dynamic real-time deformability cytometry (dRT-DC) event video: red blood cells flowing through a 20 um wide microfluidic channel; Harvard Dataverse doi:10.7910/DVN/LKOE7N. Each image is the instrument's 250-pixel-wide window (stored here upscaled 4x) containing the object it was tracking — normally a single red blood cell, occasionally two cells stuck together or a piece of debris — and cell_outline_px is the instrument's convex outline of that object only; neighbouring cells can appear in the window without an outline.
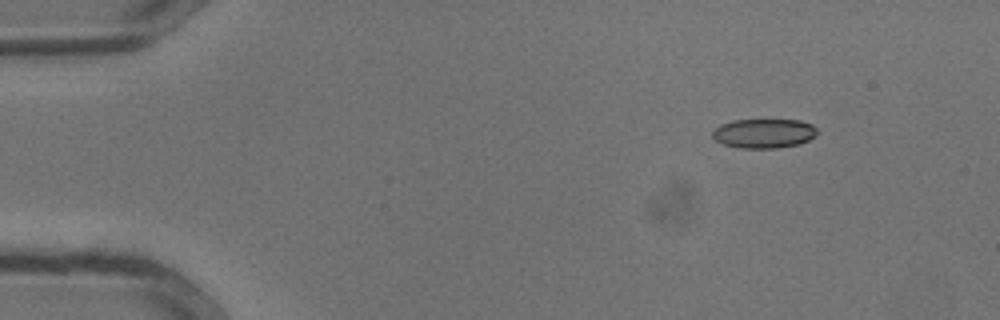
{"species": "common noctule bat (a hibernating species)", "species_latin": "Nyctalus noctula", "temperature_condition": "warm", "stored_images_in_passage": 30, "camera_frame_rate_fps": 3000, "um_per_image_px": 0.085, "animal": {"sex": "male", "body_mass_g": 13.3}, "frame": {"image": 1, "passage_image": 1, "time_ms": 0.0, "image_size_px": [1000, 320], "cell_outline_px": [[820, 132], [816, 136], [808, 140], [796, 144], [776, 148], [740, 148], [724, 144], [716, 140], [712, 136], [712, 132], [720, 124], [732, 120], [800, 120], [812, 124]], "centroid_in_image_um": [64.95, 11.33], "position_along_channel_um": 20.1, "area_um2": 17.92}}
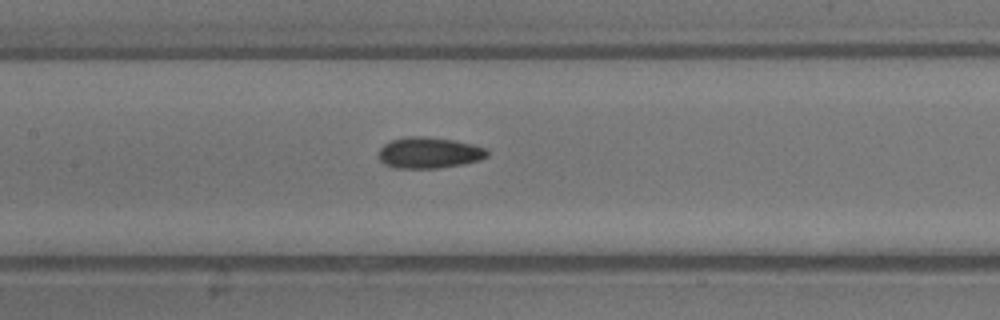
{"frame": {"image": 2, "passage_image": 13, "time_ms": 4.0, "image_size_px": [1000, 320], "cell_outline_px": [[488, 156], [480, 160], [464, 164], [440, 168], [396, 168], [384, 164], [380, 160], [380, 148], [384, 144], [392, 140], [408, 136], [424, 136], [452, 140], [472, 144], [488, 148]], "centroid_in_image_um": [36.5, 12.99], "position_along_channel_um": 170.9, "area_um2": 19.71}}
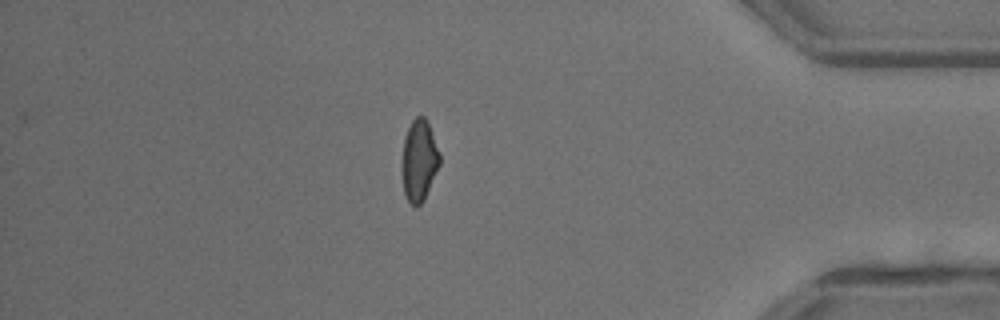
{"frame": {"image": 3, "passage_image": 26, "time_ms": 8.333, "image_size_px": [1000, 320], "cell_outline_px": [[440, 164], [424, 200], [416, 208], [408, 200], [404, 192], [404, 136], [412, 120], [416, 116], [424, 116], [428, 120], [440, 152]], "centroid_in_image_um": [35.68, 13.6], "position_along_channel_um": 399.5, "area_um2": 17.57}}